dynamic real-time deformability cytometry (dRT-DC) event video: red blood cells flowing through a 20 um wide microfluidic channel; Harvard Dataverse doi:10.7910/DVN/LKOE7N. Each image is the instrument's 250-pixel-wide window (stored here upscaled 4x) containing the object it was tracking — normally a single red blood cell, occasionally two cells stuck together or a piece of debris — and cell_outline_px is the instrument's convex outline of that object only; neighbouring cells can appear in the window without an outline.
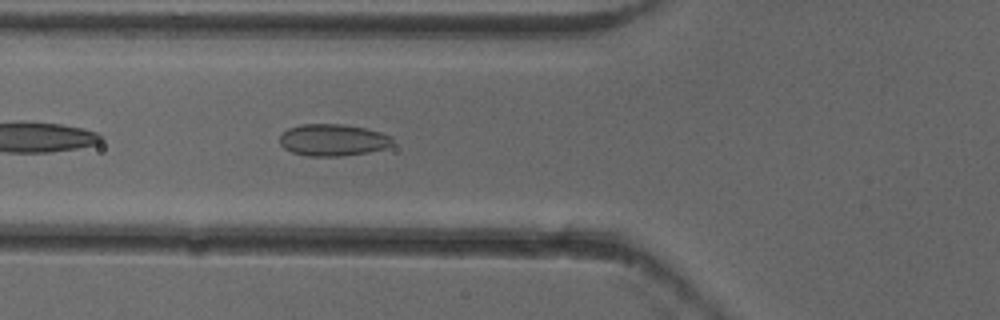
{"species": "common noctule bat (a hibernating species)", "species_latin": "Nyctalus noctula", "temperature_condition": "cold", "stored_images_in_passage": 37, "camera_frame_rate_fps": 3000, "um_per_image_px": 0.085, "animal": {"sex": "female"}, "frame": {"image": 1, "passage_image": 4, "time_ms": 1.0, "image_size_px": [1000, 320], "cell_outline_px": [[392, 144], [384, 148], [368, 152], [340, 156], [308, 156], [292, 152], [284, 148], [280, 144], [280, 136], [288, 128], [300, 124], [344, 124], [364, 128], [380, 132], [392, 136]], "centroid_in_image_um": [28.28, 11.89], "position_along_channel_um": 97.5, "area_um2": 20.87}}
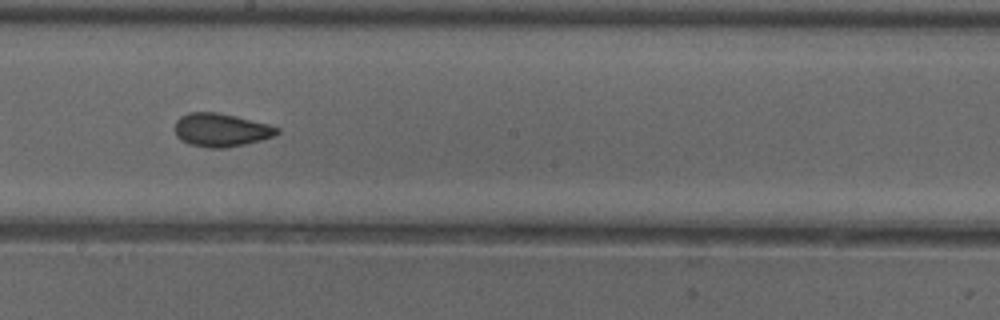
{"frame": {"image": 2, "passage_image": 14, "time_ms": 4.333, "image_size_px": [1000, 320], "cell_outline_px": [[280, 132], [276, 136], [244, 144], [224, 148], [208, 148], [188, 144], [180, 140], [176, 136], [176, 120], [180, 116], [188, 112], [216, 112], [236, 116], [268, 124], [280, 128]], "centroid_in_image_um": [18.79, 11.05], "position_along_channel_um": 229.4, "area_um2": 19.94}}
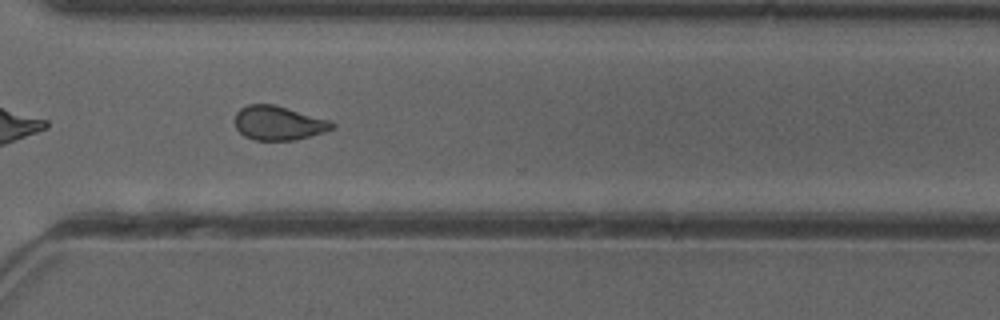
{"frame": {"image": 3, "passage_image": 23, "time_ms": 7.333, "image_size_px": [1000, 320], "cell_outline_px": [[336, 124], [332, 128], [324, 132], [296, 140], [252, 140], [244, 136], [236, 128], [232, 120], [236, 112], [240, 108], [248, 104], [272, 104], [332, 120]], "centroid_in_image_um": [23.64, 10.46], "position_along_channel_um": 347.0, "area_um2": 19.59}, "authors_computed_cell_mechanics": {"area_um2": 19.5364, "velocity_mm_per_s": 3.9363, "shape_relaxation_time_tau1_ms": 9.9566, "shape_relaxation_time_tau2_ms": 1.8343, "deformation_change_tau1": 0.1445, "deformation_change_tau2": 0.0626}}